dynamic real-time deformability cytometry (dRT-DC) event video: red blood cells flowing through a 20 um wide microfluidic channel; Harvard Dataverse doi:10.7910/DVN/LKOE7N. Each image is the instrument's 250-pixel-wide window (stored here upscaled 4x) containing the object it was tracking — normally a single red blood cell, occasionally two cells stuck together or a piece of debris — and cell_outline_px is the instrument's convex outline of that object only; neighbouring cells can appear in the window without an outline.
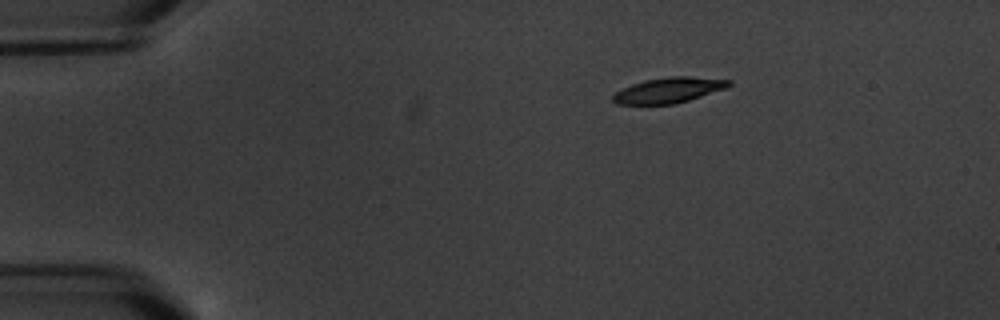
{"species": "common noctule bat (a hibernating species)", "species_latin": "Nyctalus noctula", "temperature_condition": "warm", "stored_images_in_passage": 4, "camera_frame_rate_fps": 3000, "um_per_image_px": 0.085, "animal": {"sex": "male", "body_mass_g": 20.1, "forearm_length_mm": 53.5}, "frame": {"image": 1, "passage_image": 1, "time_ms": 0.0, "image_size_px": [1000, 320], "cell_outline_px": [[732, 84], [724, 88], [688, 100], [672, 104], [616, 104], [612, 100], [612, 96], [616, 92], [632, 84], [644, 80], [668, 76], [688, 76], [732, 80]], "centroid_in_image_um": [56.81, 7.65], "position_along_channel_um": 28.2, "area_um2": 16.94}}
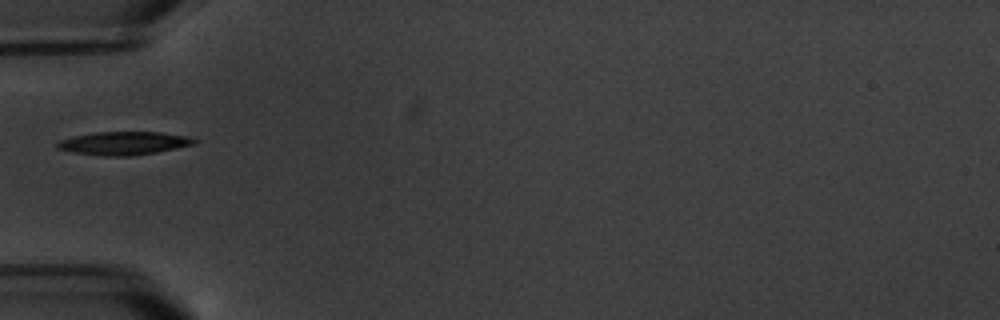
{"frame": {"image": 2, "passage_image": 3, "time_ms": 3.333, "image_size_px": [1000, 320], "cell_outline_px": [[196, 144], [156, 152], [128, 156], [104, 156], [76, 152], [56, 148], [56, 144], [60, 140], [76, 136], [96, 132], [160, 132], [192, 136], [196, 140]], "centroid_in_image_um": [10.59, 12.16], "position_along_channel_um": 74.4, "area_um2": 18.38}}